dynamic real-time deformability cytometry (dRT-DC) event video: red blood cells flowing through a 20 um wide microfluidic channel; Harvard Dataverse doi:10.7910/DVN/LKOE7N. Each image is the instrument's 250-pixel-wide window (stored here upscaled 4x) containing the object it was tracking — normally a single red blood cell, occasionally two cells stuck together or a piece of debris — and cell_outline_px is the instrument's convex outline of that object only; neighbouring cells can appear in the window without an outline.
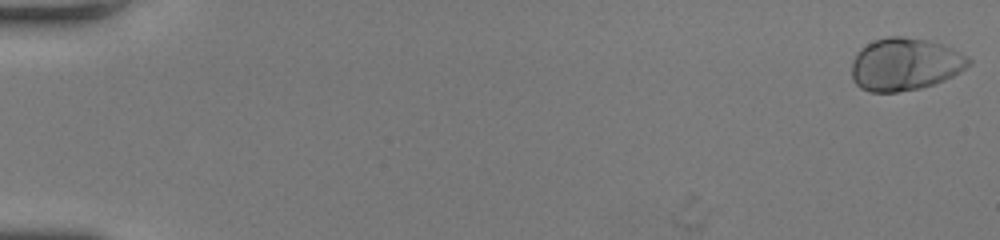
{"species": "human", "species_latin": "Homo sapiens", "temperature_condition": "room temperature", "stored_images_in_passage": 51, "camera_frame_rate_fps": 3000, "um_per_image_px": 0.085, "donor": {"sex": "female"}, "frame": {"image": 1, "passage_image": 1, "time_ms": 0.0, "image_size_px": [1000, 240], "cell_outline_px": [[972, 60], [964, 68], [952, 76], [944, 80], [920, 88], [896, 92], [872, 92], [860, 88], [852, 80], [852, 60], [860, 48], [876, 40], [888, 36], [904, 36], [928, 40], [944, 44], [952, 48]], "centroid_in_image_um": [76.89, 5.45], "position_along_channel_um": 8.1, "area_um2": 35.66}}
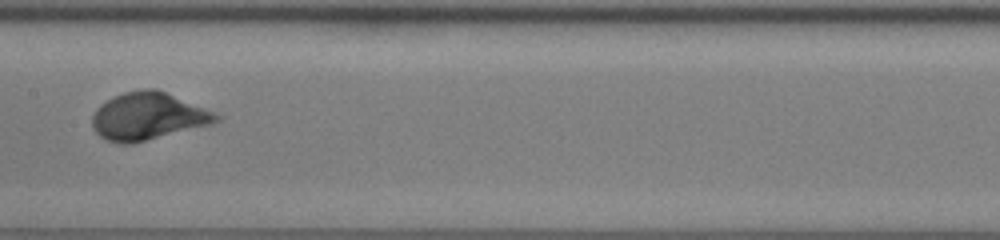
{"frame": {"image": 2, "passage_image": 28, "time_ms": 9.0, "image_size_px": [1000, 240], "cell_outline_px": [[224, 116], [220, 120], [212, 124], [132, 144], [120, 144], [108, 140], [100, 136], [92, 128], [92, 116], [96, 108], [100, 104], [124, 92], [144, 88], [156, 88], [216, 112]], "centroid_in_image_um": [12.61, 9.88], "position_along_channel_um": 194.8, "area_um2": 34.45}}
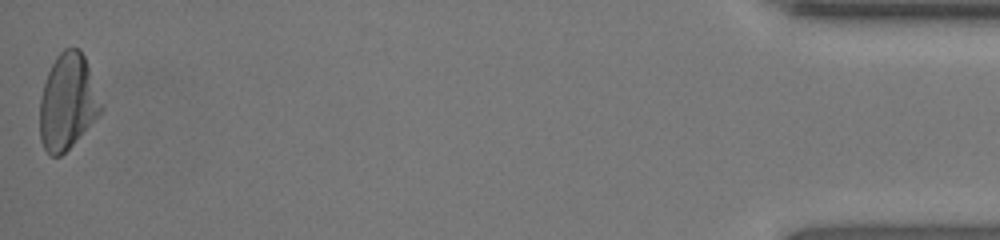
{"frame": {"image": 3, "passage_image": 51, "time_ms": 16.667, "image_size_px": [1000, 240], "cell_outline_px": [[104, 108], [72, 144], [60, 156], [52, 156], [44, 148], [40, 140], [40, 96], [48, 72], [56, 56], [64, 48], [76, 48], [84, 56], [104, 104]], "centroid_in_image_um": [5.75, 8.64], "position_along_channel_um": 429.5, "area_um2": 33.81}, "authors_computed_cell_mechanics": {"area_um2": 33.3506, "velocity_mm_per_s": 4.2186, "shape_relaxation_time_tau1_ms": 2.1926, "shape_relaxation_time_tau2_ms": null, "deformation_change_tau1": 0.1651, "deformation_change_tau2": null}}